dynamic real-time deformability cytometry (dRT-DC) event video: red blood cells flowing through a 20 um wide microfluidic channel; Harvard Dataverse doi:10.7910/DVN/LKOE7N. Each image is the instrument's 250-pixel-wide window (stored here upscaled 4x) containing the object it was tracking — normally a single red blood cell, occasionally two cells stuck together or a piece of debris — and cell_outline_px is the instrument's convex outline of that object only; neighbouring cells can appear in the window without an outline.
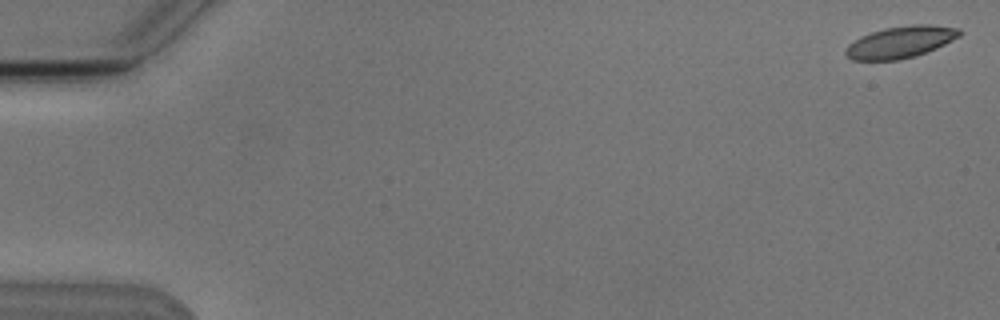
{"species": "Egyptian fruit bat (a non-hibernating species)", "species_latin": "Rousettus aegyptiacus", "temperature_condition": "cold", "stored_images_in_passage": 6, "camera_frame_rate_fps": 3000, "um_per_image_px": 0.085, "animal": {"sex": "male"}, "frame": {"image": 1, "passage_image": 1, "time_ms": 0.0, "image_size_px": [1000, 320], "cell_outline_px": [[960, 36], [936, 48], [916, 56], [900, 60], [852, 60], [844, 52], [848, 44], [860, 36], [884, 28], [912, 24], [928, 24], [956, 28], [960, 32]], "centroid_in_image_um": [76.51, 3.58], "position_along_channel_um": 8.5, "area_um2": 20.98}}
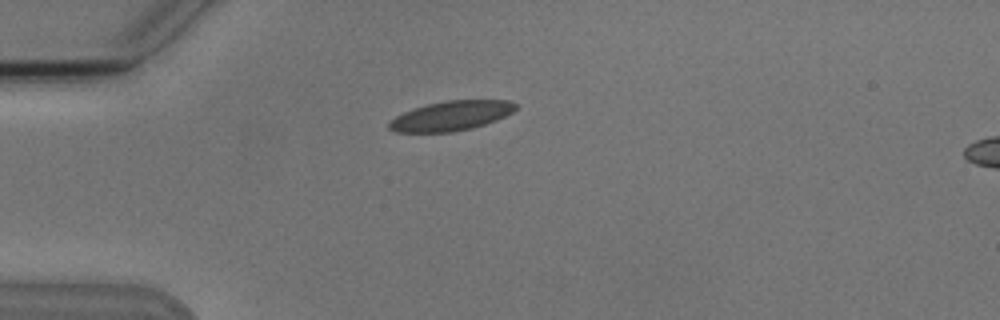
{"frame": {"image": 2, "passage_image": 5, "time_ms": 4.667, "image_size_px": [1000, 320], "cell_outline_px": [[516, 108], [512, 112], [496, 120], [472, 128], [452, 132], [396, 132], [388, 128], [388, 124], [396, 116], [412, 108], [428, 104], [448, 100], [508, 100], [516, 104]], "centroid_in_image_um": [38.33, 9.84], "position_along_channel_um": 46.7, "area_um2": 21.68}}